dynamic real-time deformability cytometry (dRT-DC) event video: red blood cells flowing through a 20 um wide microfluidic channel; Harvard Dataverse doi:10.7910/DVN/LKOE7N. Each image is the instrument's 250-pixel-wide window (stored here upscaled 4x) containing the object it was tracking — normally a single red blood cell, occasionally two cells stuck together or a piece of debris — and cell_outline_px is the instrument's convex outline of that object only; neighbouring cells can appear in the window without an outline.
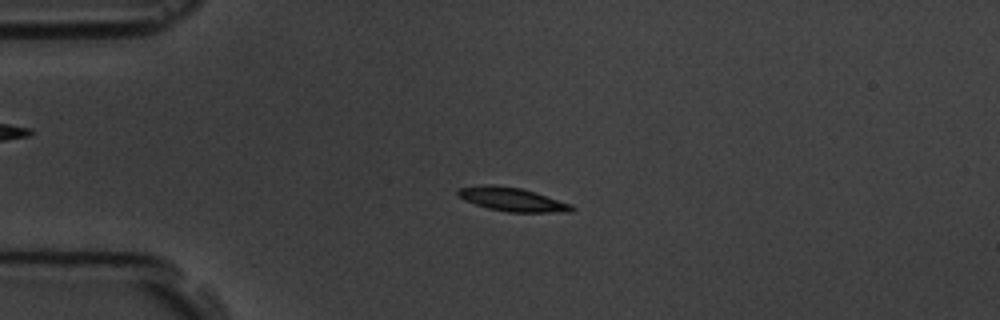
{"species": "common noctule bat (a hibernating species)", "species_latin": "Nyctalus noctula", "temperature_condition": "room temperature", "stored_images_in_passage": 5, "camera_frame_rate_fps": 3000, "um_per_image_px": 0.085, "animal": {"sex": "male", "body_mass_g": 19.5, "forearm_length_mm": 54.6}, "frame": {"image": 1, "passage_image": 4, "time_ms": 3.333, "image_size_px": [1000, 320], "cell_outline_px": [[576, 208], [572, 212], [508, 212], [488, 208], [464, 200], [456, 192], [460, 188], [484, 184], [492, 184], [520, 188], [536, 192], [572, 204]], "centroid_in_image_um": [43.58, 16.95], "position_along_channel_um": 41.4, "area_um2": 15.72}}